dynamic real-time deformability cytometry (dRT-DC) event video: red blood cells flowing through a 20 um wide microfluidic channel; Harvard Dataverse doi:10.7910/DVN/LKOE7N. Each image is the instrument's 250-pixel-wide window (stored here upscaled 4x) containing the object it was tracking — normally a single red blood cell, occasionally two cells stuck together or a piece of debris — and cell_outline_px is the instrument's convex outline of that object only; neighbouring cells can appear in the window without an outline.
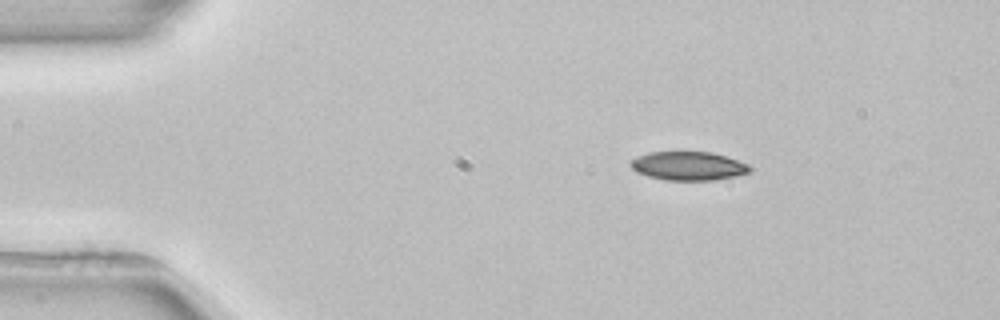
{"species": "common noctule bat (a hibernating species)", "species_latin": "Nyctalus noctula", "temperature_condition": "room temperature", "stored_images_in_passage": 4, "camera_frame_rate_fps": 3000, "um_per_image_px": 0.085, "animal": {"sex": "female", "body_mass_g": 22.7, "forearm_length_mm": 54.2}, "frame": {"image": 1, "passage_image": 1, "time_ms": 0.0, "image_size_px": [1000, 320], "cell_outline_px": [[752, 172], [736, 176], [712, 180], [664, 180], [648, 176], [636, 172], [628, 164], [636, 156], [648, 152], [712, 152], [748, 164], [752, 168]], "centroid_in_image_um": [58.49, 14.11], "position_along_channel_um": 26.5, "area_um2": 20.0}}
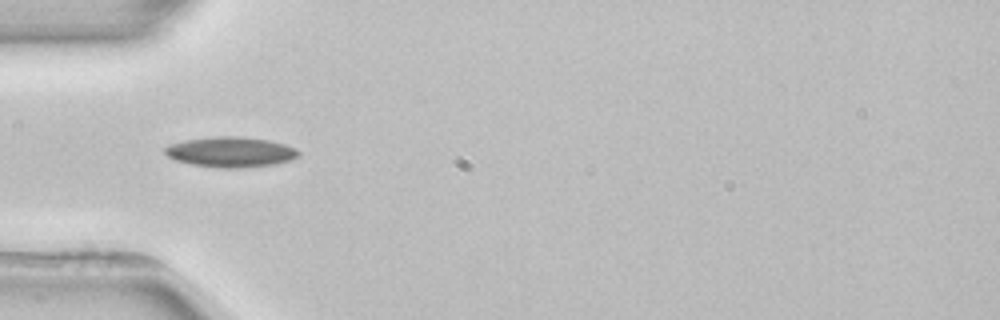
{"frame": {"image": 2, "passage_image": 3, "time_ms": 2.667, "image_size_px": [1000, 320], "cell_outline_px": [[300, 156], [292, 160], [276, 164], [236, 168], [220, 168], [192, 164], [176, 160], [168, 156], [164, 152], [164, 148], [168, 144], [188, 140], [216, 136], [236, 136], [268, 140], [284, 144], [296, 148], [300, 152]], "centroid_in_image_um": [19.64, 12.92], "position_along_channel_um": 65.4, "area_um2": 23.52}}